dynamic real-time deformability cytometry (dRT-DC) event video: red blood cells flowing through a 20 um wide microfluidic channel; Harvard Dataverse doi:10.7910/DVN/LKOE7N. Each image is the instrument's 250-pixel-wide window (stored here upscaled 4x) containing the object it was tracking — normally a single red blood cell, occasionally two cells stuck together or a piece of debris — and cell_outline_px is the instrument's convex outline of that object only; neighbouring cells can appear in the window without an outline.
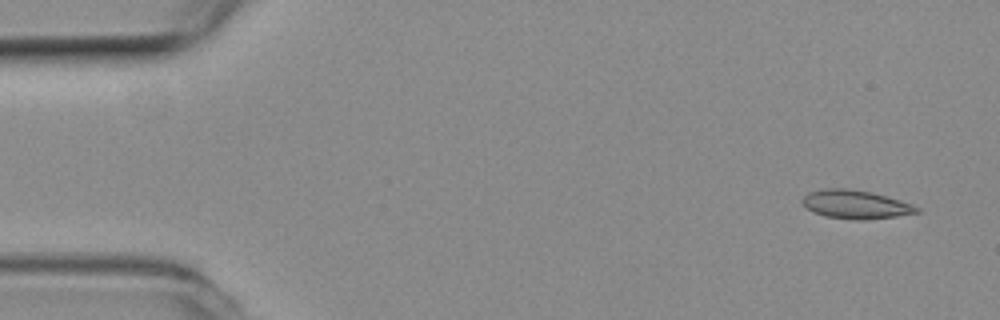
{"species": "common noctule bat (a hibernating species)", "species_latin": "Nyctalus noctula", "temperature_condition": "room temperature", "stored_images_in_passage": 6, "camera_frame_rate_fps": 3000, "um_per_image_px": 0.085, "animal": {"sex": "female", "body_mass_g": 19.3, "forearm_length_mm": 54.1}, "frame": {"image": 1, "passage_image": 1, "time_ms": 0.0, "image_size_px": [1000, 320], "cell_outline_px": [[920, 212], [896, 216], [864, 220], [856, 220], [824, 216], [812, 212], [800, 200], [808, 192], [820, 188], [848, 188], [872, 192], [900, 200], [912, 204], [920, 208]], "centroid_in_image_um": [72.7, 17.37], "position_along_channel_um": 12.3, "area_um2": 19.19}}
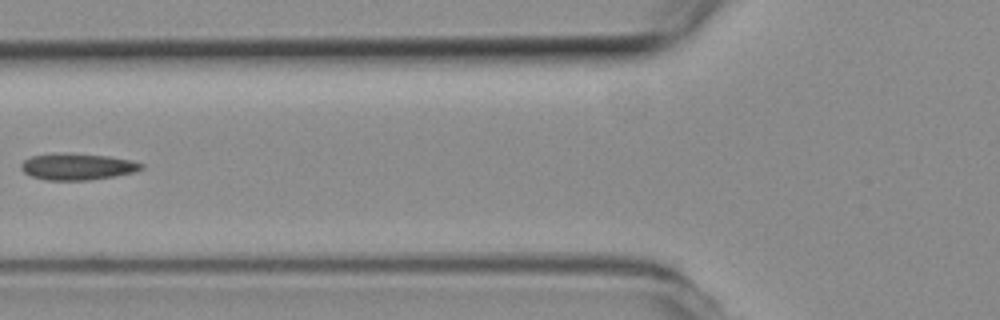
{"frame": {"image": 2, "passage_image": 5, "time_ms": 1.333, "image_size_px": [1000, 320], "cell_outline_px": [[144, 168], [136, 172], [116, 176], [88, 180], [44, 180], [32, 176], [24, 172], [20, 168], [20, 164], [24, 160], [32, 156], [108, 156], [132, 160], [144, 164]], "centroid_in_image_um": [6.65, 14.22], "position_along_channel_um": 119.1, "area_um2": 17.69}}
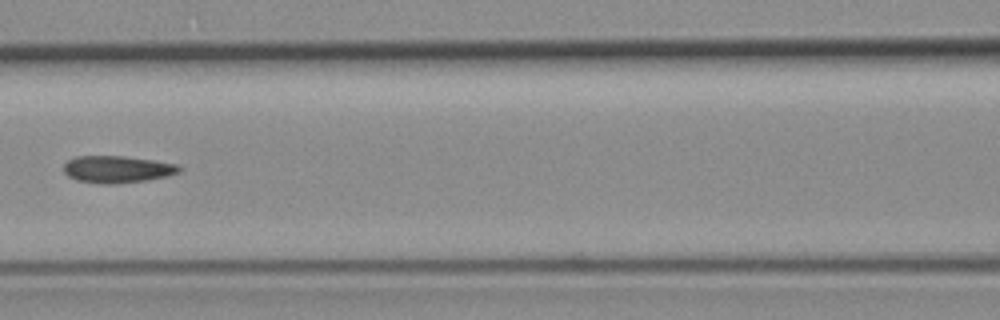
{"frame": {"image": 3, "passage_image": 6, "time_ms": 1.667, "image_size_px": [1000, 320], "cell_outline_px": [[180, 172], [168, 176], [148, 180], [116, 184], [100, 184], [76, 180], [68, 176], [64, 172], [64, 164], [68, 160], [76, 156], [124, 156], [152, 160], [176, 164], [180, 168]], "centroid_in_image_um": [9.94, 14.4], "position_along_channel_um": 156.7, "area_um2": 18.26}}